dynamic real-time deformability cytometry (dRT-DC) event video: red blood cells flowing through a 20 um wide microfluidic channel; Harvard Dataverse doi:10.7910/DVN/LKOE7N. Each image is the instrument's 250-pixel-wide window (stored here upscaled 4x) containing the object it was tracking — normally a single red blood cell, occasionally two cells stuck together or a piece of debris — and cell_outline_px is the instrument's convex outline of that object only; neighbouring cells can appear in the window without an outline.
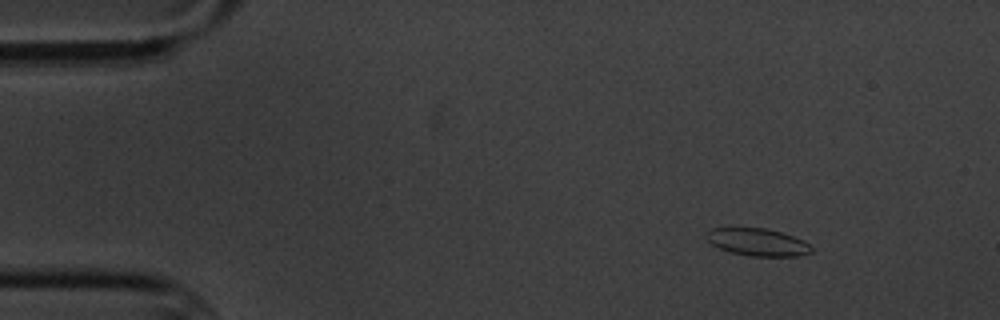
{"species": "common noctule bat (a hibernating species)", "species_latin": "Nyctalus noctula", "temperature_condition": "cold", "stored_images_in_passage": 4, "camera_frame_rate_fps": 3000, "um_per_image_px": 0.085, "animal": {"sex": "male", "body_mass_g": 20.1, "forearm_length_mm": 53.5}, "frame": {"image": 1, "passage_image": 1, "time_ms": 0.0, "image_size_px": [1000, 320], "cell_outline_px": [[812, 252], [800, 256], [748, 256], [732, 252], [720, 248], [712, 244], [704, 236], [712, 228], [764, 228], [780, 232], [804, 240], [812, 248]], "centroid_in_image_um": [64.41, 20.59], "position_along_channel_um": 20.6, "area_um2": 16.65}}
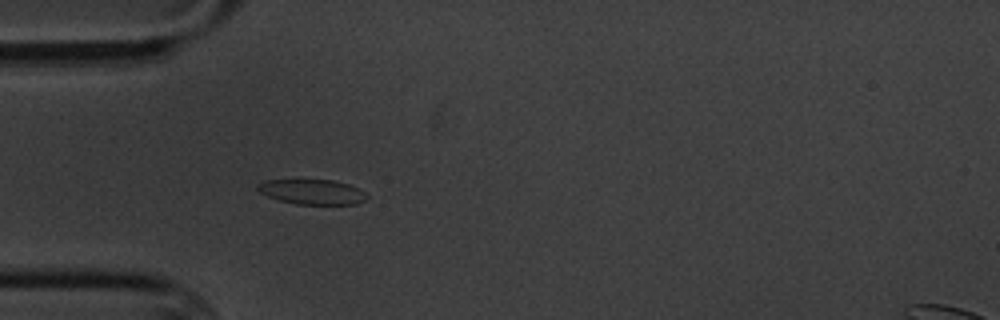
{"frame": {"image": 2, "passage_image": 4, "time_ms": 3.333, "image_size_px": [1000, 320], "cell_outline_px": [[368, 200], [356, 204], [296, 204], [280, 200], [268, 196], [260, 192], [256, 188], [264, 180], [332, 180], [348, 184], [364, 192], [368, 196]], "centroid_in_image_um": [26.57, 16.31], "position_along_channel_um": 58.4, "area_um2": 15.72}}